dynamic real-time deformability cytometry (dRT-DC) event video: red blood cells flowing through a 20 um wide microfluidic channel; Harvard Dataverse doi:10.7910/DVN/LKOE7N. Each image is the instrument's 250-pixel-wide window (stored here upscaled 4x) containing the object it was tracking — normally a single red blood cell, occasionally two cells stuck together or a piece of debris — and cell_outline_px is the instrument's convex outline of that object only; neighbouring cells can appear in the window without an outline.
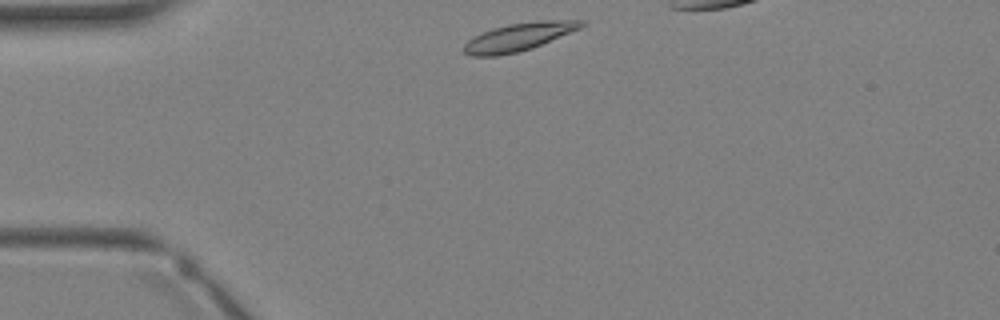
{"species": "Egyptian fruit bat (a non-hibernating species)", "species_latin": "Rousettus aegyptiacus", "temperature_condition": "warm", "stored_images_in_passage": 3, "camera_frame_rate_fps": 3000, "um_per_image_px": 0.085, "animal": {"sex": "female"}, "frame": {"image": 1, "passage_image": 1, "time_ms": 0.0, "image_size_px": [1000, 320], "cell_outline_px": [[588, 24], [580, 28], [532, 48], [516, 52], [496, 56], [472, 56], [464, 52], [464, 44], [468, 40], [492, 28], [508, 24], [536, 20], [588, 20]], "centroid_in_image_um": [44.14, 3.12], "position_along_channel_um": 40.9, "area_um2": 19.02}}